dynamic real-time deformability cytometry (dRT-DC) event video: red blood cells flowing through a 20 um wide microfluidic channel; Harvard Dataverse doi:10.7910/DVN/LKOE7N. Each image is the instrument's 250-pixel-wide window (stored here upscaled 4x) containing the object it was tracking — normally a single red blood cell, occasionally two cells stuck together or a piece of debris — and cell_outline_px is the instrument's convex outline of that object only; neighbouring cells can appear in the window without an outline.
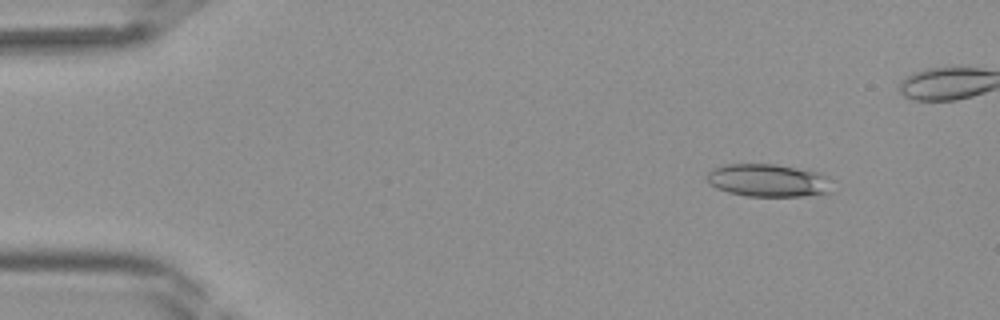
{"species": "Egyptian fruit bat (a non-hibernating species)", "species_latin": "Rousettus aegyptiacus", "temperature_condition": "room temperature", "stored_images_in_passage": 37, "camera_frame_rate_fps": 3000, "um_per_image_px": 0.085, "frame": {"image": 1, "passage_image": 5, "time_ms": 1.333, "image_size_px": [1000, 320], "cell_outline_px": [[832, 192], [804, 196], [744, 196], [728, 192], [716, 188], [708, 180], [708, 172], [712, 168], [720, 164], [776, 164], [820, 172], [828, 176]], "centroid_in_image_um": [65.3, 15.33], "position_along_channel_um": 19.7, "area_um2": 24.1}}
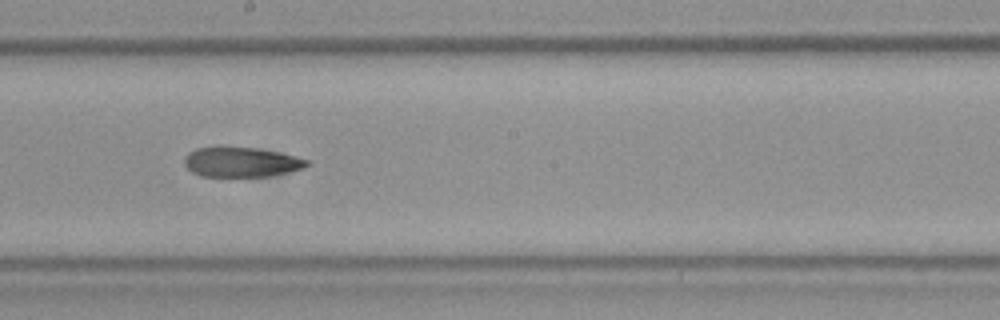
{"frame": {"image": 2, "passage_image": 23, "time_ms": 7.333, "image_size_px": [1000, 320], "cell_outline_px": [[312, 164], [304, 168], [288, 172], [268, 176], [200, 176], [192, 172], [184, 164], [184, 156], [188, 152], [196, 148], [220, 144], [256, 148], [280, 152], [296, 156], [308, 160]], "centroid_in_image_um": [20.48, 13.73], "position_along_channel_um": 227.7, "area_um2": 22.02}}
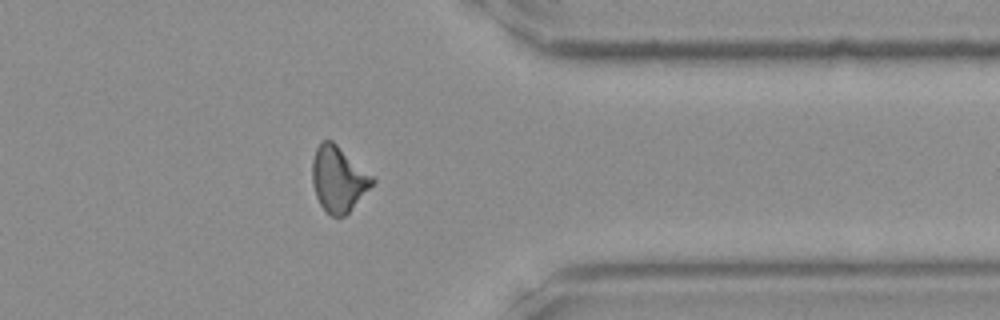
{"frame": {"image": 3, "passage_image": 33, "time_ms": 10.667, "image_size_px": [1000, 320], "cell_outline_px": [[376, 180], [348, 212], [344, 216], [332, 216], [320, 204], [316, 196], [312, 184], [312, 160], [316, 148], [320, 140], [332, 140], [372, 176]], "centroid_in_image_um": [28.72, 15.19], "position_along_channel_um": 382.7, "area_um2": 22.48}}